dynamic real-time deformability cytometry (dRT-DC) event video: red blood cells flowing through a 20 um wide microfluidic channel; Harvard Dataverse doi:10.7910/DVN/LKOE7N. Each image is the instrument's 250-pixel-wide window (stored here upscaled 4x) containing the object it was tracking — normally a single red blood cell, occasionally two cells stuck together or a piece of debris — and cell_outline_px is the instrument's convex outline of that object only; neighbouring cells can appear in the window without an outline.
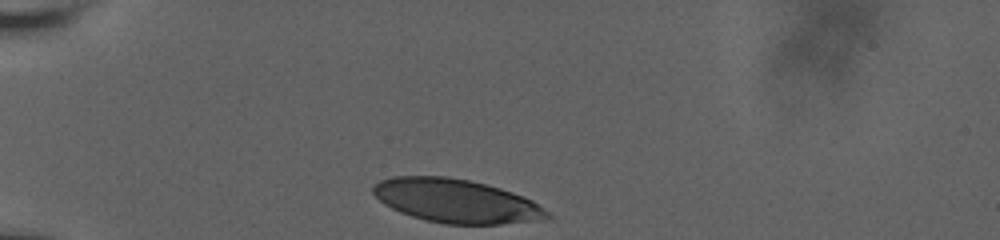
{"species": "human", "species_latin": "Homo sapiens", "temperature_condition": "room temperature", "stored_images_in_passage": 34, "camera_frame_rate_fps": 3000, "um_per_image_px": 0.085, "donor": {"sex": "male"}, "frame": {"image": 1, "passage_image": 1, "time_ms": 0.0, "image_size_px": [1000, 240], "cell_outline_px": [[552, 216], [548, 220], [500, 224], [444, 224], [424, 220], [400, 212], [384, 204], [372, 192], [372, 184], [380, 180], [392, 176], [444, 176], [468, 180], [500, 188], [512, 192], [532, 200], [544, 208]], "centroid_in_image_um": [38.78, 17.09], "position_along_channel_um": 46.2, "area_um2": 44.45}}
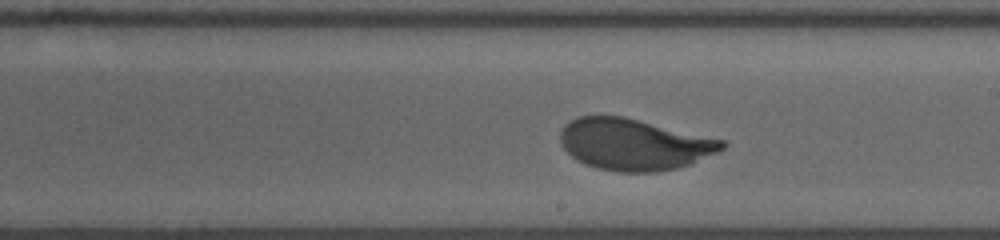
{"frame": {"image": 2, "passage_image": 20, "time_ms": 6.333, "image_size_px": [1000, 240], "cell_outline_px": [[728, 144], [724, 148], [692, 164], [676, 168], [656, 172], [616, 172], [596, 168], [584, 164], [572, 156], [560, 144], [560, 132], [564, 124], [580, 116], [624, 116], [724, 140]], "centroid_in_image_um": [53.89, 12.28], "position_along_channel_um": 235.1, "area_um2": 48.55}}
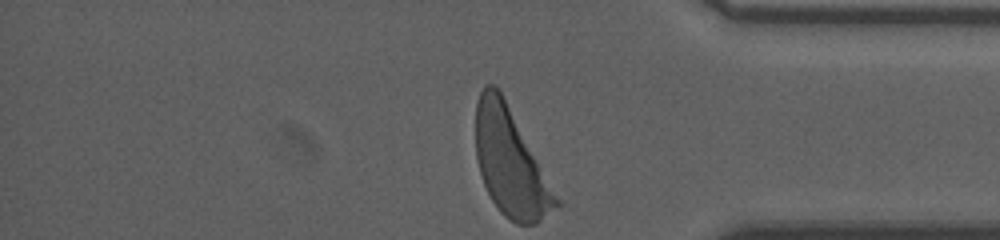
{"frame": {"image": 3, "passage_image": 34, "time_ms": 11.0, "image_size_px": [1000, 240], "cell_outline_px": [[564, 204], [536, 224], [516, 224], [504, 216], [500, 212], [492, 200], [484, 184], [480, 172], [476, 156], [476, 100], [484, 84], [496, 84]], "centroid_in_image_um": [43.42, 13.85], "position_along_channel_um": 391.8, "area_um2": 50.46}, "authors_computed_cell_mechanics": {"area_um2": 48.6387, "velocity_mm_per_s": 3.6162, "shape_relaxation_time_tau1_ms": 2.7203, "shape_relaxation_time_tau2_ms": null, "deformation_change_tau1": 0.1787, "deformation_change_tau2": null}}